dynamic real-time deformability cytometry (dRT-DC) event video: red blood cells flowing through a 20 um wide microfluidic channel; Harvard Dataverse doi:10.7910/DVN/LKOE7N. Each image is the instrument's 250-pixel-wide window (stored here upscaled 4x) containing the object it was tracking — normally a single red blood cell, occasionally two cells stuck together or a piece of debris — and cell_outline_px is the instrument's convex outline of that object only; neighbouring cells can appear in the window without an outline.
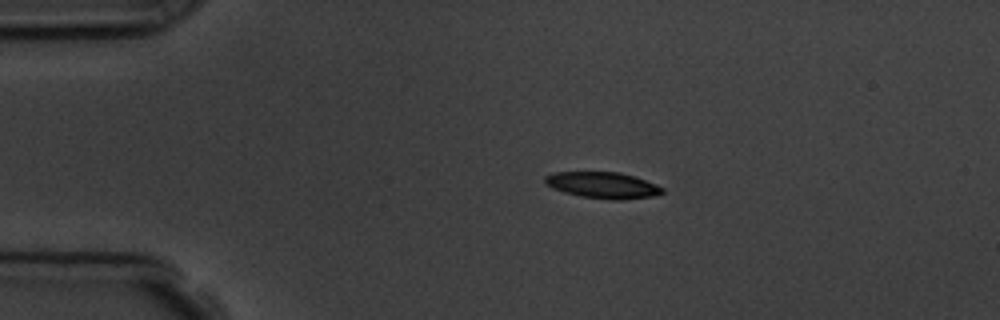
{"species": "common noctule bat (a hibernating species)", "species_latin": "Nyctalus noctula", "temperature_condition": "room temperature", "stored_images_in_passage": 4, "camera_frame_rate_fps": 3000, "um_per_image_px": 0.085, "animal": {"sex": "male", "body_mass_g": 19.5, "forearm_length_mm": 54.6}, "frame": {"image": 1, "passage_image": 2, "time_ms": 2.0, "image_size_px": [1000, 320], "cell_outline_px": [[664, 192], [652, 196], [620, 200], [612, 200], [580, 196], [564, 192], [552, 188], [544, 184], [544, 176], [552, 172], [620, 172], [656, 184], [664, 188]], "centroid_in_image_um": [51.19, 15.74], "position_along_channel_um": 33.8, "area_um2": 17.98}}
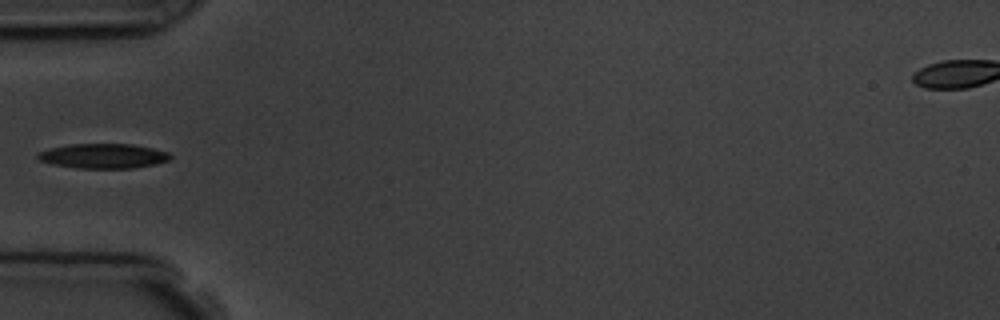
{"frame": {"image": 2, "passage_image": 4, "time_ms": 4.333, "image_size_px": [1000, 320], "cell_outline_px": [[172, 156], [168, 160], [156, 164], [132, 168], [76, 168], [52, 164], [40, 160], [36, 156], [40, 152], [52, 148], [72, 144], [132, 144], [152, 148], [168, 152]], "centroid_in_image_um": [8.8, 13.26], "position_along_channel_um": 76.2, "area_um2": 18.9}}